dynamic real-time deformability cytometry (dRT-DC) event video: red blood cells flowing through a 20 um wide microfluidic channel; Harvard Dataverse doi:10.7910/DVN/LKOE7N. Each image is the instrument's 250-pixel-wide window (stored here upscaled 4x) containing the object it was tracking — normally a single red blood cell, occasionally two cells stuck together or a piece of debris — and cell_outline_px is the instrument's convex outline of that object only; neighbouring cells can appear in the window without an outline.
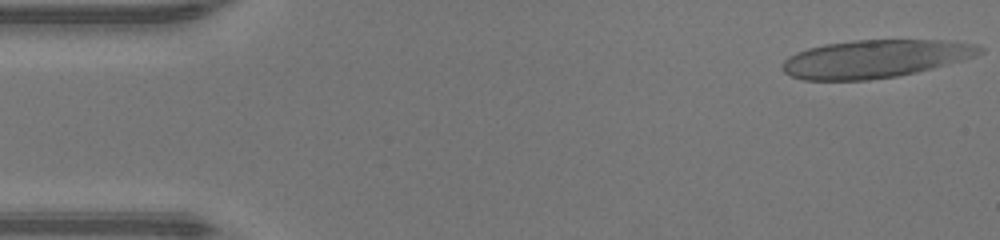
{"species": "human", "species_latin": "Homo sapiens", "temperature_condition": "warm", "stored_images_in_passage": 45, "camera_frame_rate_fps": 3000, "um_per_image_px": 0.085, "donor": {"sex": "male"}, "frame": {"image": 1, "passage_image": 1, "time_ms": 0.0, "image_size_px": [1000, 240], "cell_outline_px": [[984, 52], [976, 56], [932, 68], [916, 72], [896, 76], [868, 80], [804, 80], [792, 76], [784, 72], [784, 60], [788, 56], [796, 52], [808, 48], [824, 44], [856, 40], [940, 40], [976, 44], [984, 48]], "centroid_in_image_um": [74.38, 4.99], "position_along_channel_um": 10.6, "area_um2": 43.41}}
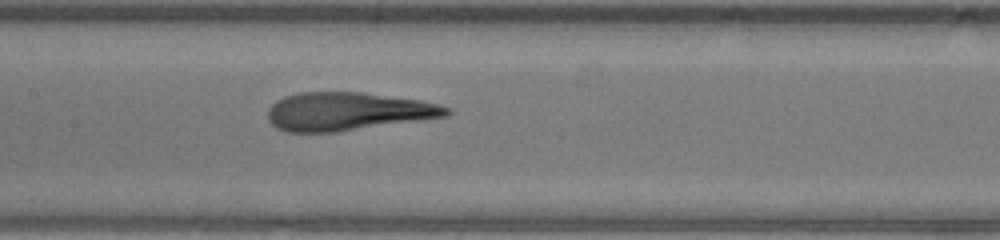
{"frame": {"image": 2, "passage_image": 21, "time_ms": 6.667, "image_size_px": [1000, 240], "cell_outline_px": [[452, 112], [448, 116], [336, 132], [288, 132], [276, 128], [268, 120], [268, 108], [276, 100], [284, 96], [300, 92], [360, 92], [420, 100], [436, 104], [448, 108]], "centroid_in_image_um": [29.51, 9.47], "position_along_channel_um": 177.9, "area_um2": 39.65}}
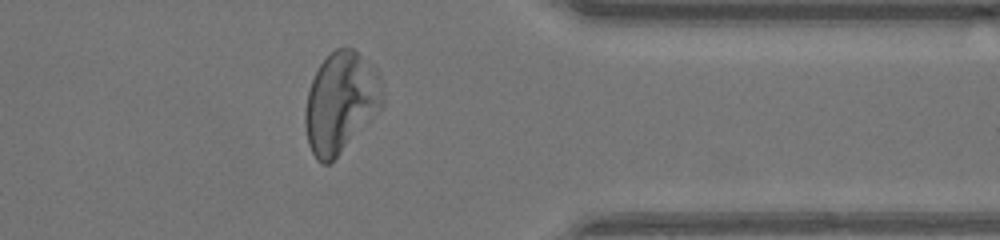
{"frame": {"image": 3, "passage_image": 36, "time_ms": 11.667, "image_size_px": [1000, 240], "cell_outline_px": [[384, 104], [336, 156], [328, 164], [320, 164], [316, 160], [308, 144], [304, 124], [304, 112], [308, 92], [312, 80], [320, 64], [336, 48], [352, 48], [376, 68], [380, 72], [384, 96]], "centroid_in_image_um": [28.96, 8.69], "position_along_channel_um": 382.4, "area_um2": 45.03}}